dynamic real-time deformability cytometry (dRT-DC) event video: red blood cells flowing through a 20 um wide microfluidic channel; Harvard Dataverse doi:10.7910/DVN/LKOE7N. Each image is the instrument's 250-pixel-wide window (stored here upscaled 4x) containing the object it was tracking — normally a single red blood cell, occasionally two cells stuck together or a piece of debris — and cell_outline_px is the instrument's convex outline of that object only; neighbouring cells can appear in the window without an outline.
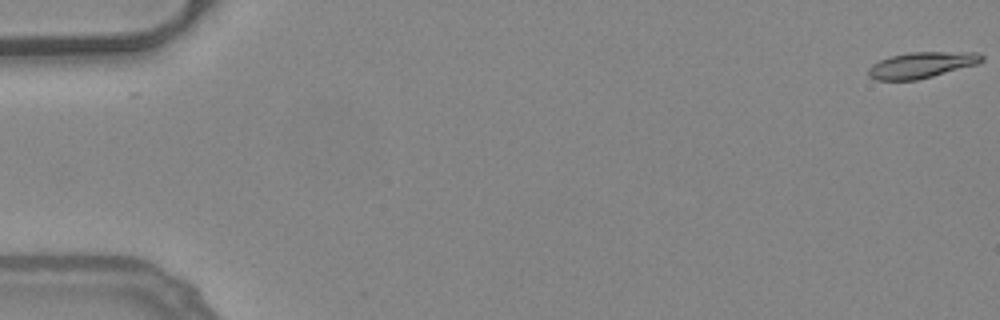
{"species": "common noctule bat (a hibernating species)", "species_latin": "Nyctalus noctula", "temperature_condition": "warm", "stored_images_in_passage": 21, "camera_frame_rate_fps": 3000, "um_per_image_px": 0.085, "animal": {"sex": "female", "body_mass_g": 24.6, "forearm_length_mm": 56.2}, "frame": {"image": 1, "passage_image": 1, "time_ms": 0.0, "image_size_px": [1000, 320], "cell_outline_px": [[984, 60], [976, 64], [932, 76], [916, 80], [876, 80], [868, 76], [868, 68], [872, 64], [880, 60], [892, 56], [912, 52], [980, 52], [984, 56]], "centroid_in_image_um": [78.33, 5.52], "position_along_channel_um": 6.7, "area_um2": 17.05}}
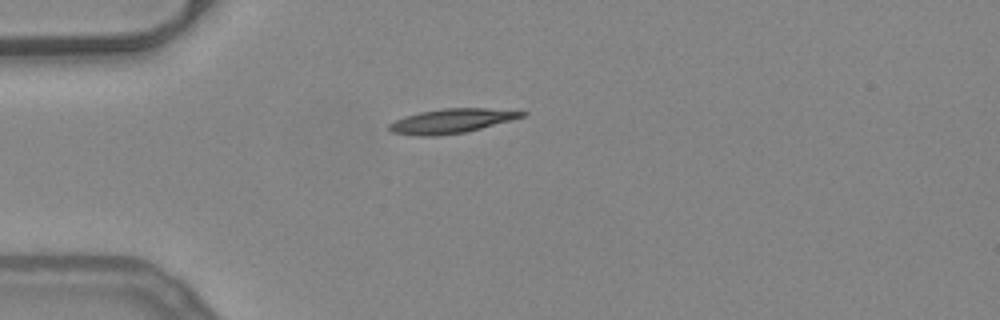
{"frame": {"image": 2, "passage_image": 15, "time_ms": 4.667, "image_size_px": [1000, 320], "cell_outline_px": [[528, 112], [524, 116], [480, 128], [464, 132], [440, 136], [420, 136], [392, 132], [388, 128], [388, 124], [404, 116], [420, 112], [444, 108], [488, 108]], "centroid_in_image_um": [38.33, 10.28], "position_along_channel_um": 46.7, "area_um2": 18.61}}
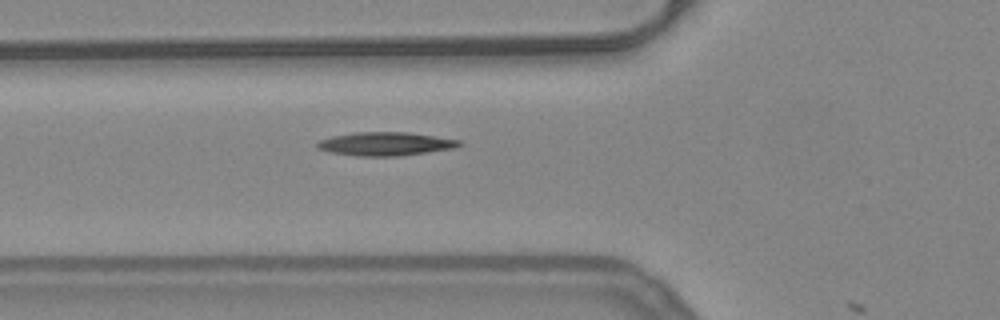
{"frame": {"image": 3, "passage_image": 20, "time_ms": 6.333, "image_size_px": [1000, 320], "cell_outline_px": [[464, 144], [456, 148], [400, 156], [356, 156], [328, 152], [316, 148], [316, 144], [320, 140], [332, 136], [356, 132], [408, 132], [460, 140]], "centroid_in_image_um": [32.77, 12.23], "position_along_channel_um": 93.0, "area_um2": 19.59}}